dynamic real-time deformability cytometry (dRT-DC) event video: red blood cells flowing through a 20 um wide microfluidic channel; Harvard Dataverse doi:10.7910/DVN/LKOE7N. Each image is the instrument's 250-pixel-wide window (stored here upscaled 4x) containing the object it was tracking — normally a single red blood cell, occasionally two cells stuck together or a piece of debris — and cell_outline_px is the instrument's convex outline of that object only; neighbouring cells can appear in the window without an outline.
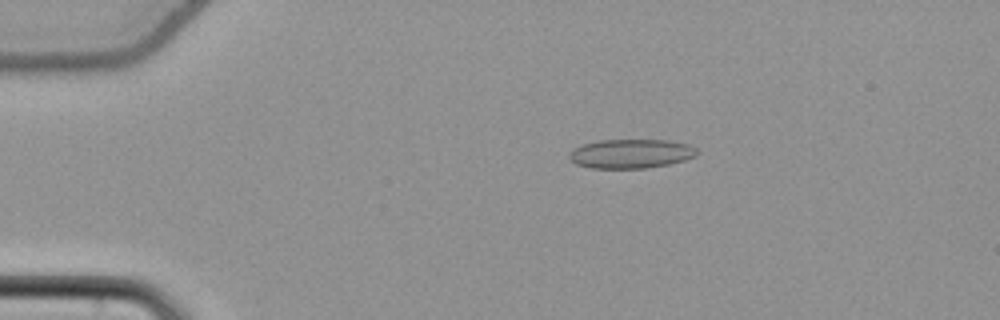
{"species": "common noctule bat (a hibernating species)", "species_latin": "Nyctalus noctula", "temperature_condition": "cold", "stored_images_in_passage": 54, "camera_frame_rate_fps": 3000, "um_per_image_px": 0.085, "animal": {"sex": "female", "body_mass_g": 22.7, "forearm_length_mm": 54.2}, "frame": {"image": 1, "passage_image": 11, "time_ms": 3.333, "image_size_px": [1000, 320], "cell_outline_px": [[700, 152], [696, 156], [684, 160], [668, 164], [648, 168], [592, 168], [576, 164], [568, 156], [568, 152], [572, 148], [584, 144], [600, 140], [668, 140], [688, 144], [696, 148]], "centroid_in_image_um": [53.63, 13.06], "position_along_channel_um": 31.4, "area_um2": 21.79}}
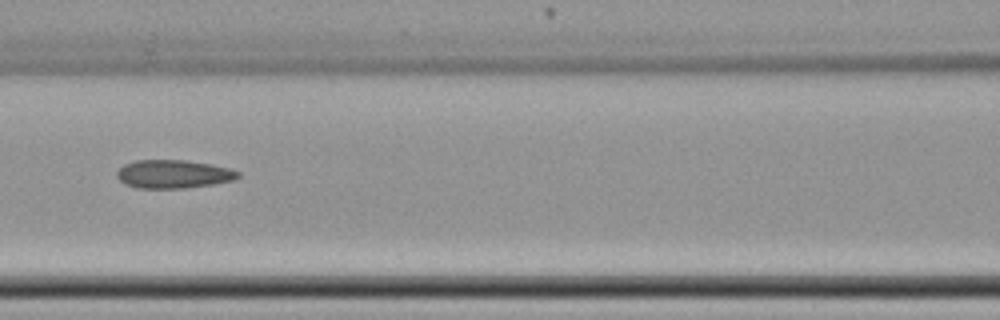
{"frame": {"image": 2, "passage_image": 25, "time_ms": 8.0, "image_size_px": [1000, 320], "cell_outline_px": [[240, 176], [232, 180], [212, 184], [184, 188], [136, 188], [124, 184], [116, 176], [116, 172], [124, 164], [136, 160], [184, 160], [212, 164], [228, 168], [240, 172]], "centroid_in_image_um": [14.71, 14.79], "position_along_channel_um": 151.9, "area_um2": 20.0}}
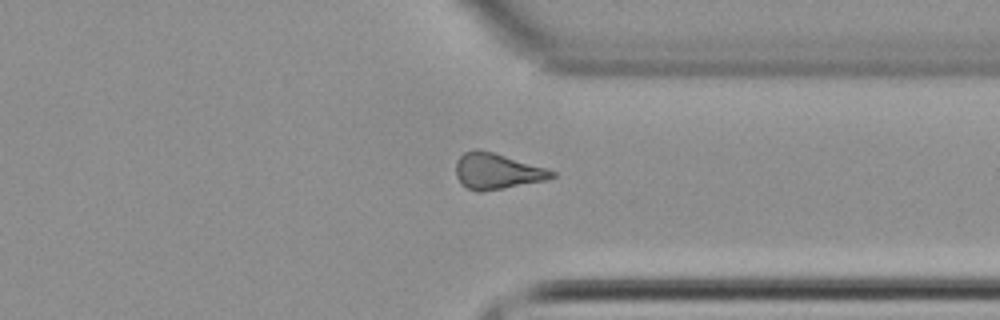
{"frame": {"image": 3, "passage_image": 42, "time_ms": 13.667, "image_size_px": [1000, 320], "cell_outline_px": [[556, 176], [548, 180], [480, 192], [476, 192], [460, 184], [456, 176], [456, 160], [464, 152], [472, 148], [476, 148], [492, 152], [548, 168], [556, 172]], "centroid_in_image_um": [42.23, 14.55], "position_along_channel_um": 369.2, "area_um2": 20.29}, "authors_computed_cell_mechanics": {"area_um2": 20.1722, "velocity_mm_per_s": 3.8344, "shape_relaxation_time_tau1_ms": null, "shape_relaxation_time_tau2_ms": 6.0174, "deformation_change_tau1": null, "deformation_change_tau2": 0.1595}}